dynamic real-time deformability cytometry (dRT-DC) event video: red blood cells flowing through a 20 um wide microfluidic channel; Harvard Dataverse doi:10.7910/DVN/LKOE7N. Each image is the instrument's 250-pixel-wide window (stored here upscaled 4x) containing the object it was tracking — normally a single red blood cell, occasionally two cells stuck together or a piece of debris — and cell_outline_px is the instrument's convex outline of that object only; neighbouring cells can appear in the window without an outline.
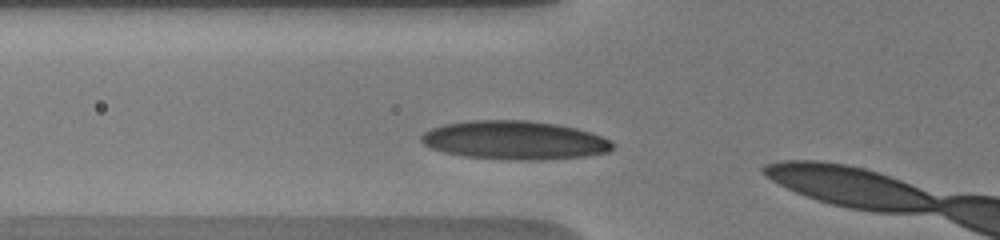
{"species": "human", "species_latin": "Homo sapiens", "temperature_condition": "warm", "stored_images_in_passage": 3, "camera_frame_rate_fps": 3000, "um_per_image_px": 0.085, "donor": {"sex": "male"}, "frame": {"image": 1, "passage_image": 2, "time_ms": 0.333, "image_size_px": [1000, 240], "cell_outline_px": [[616, 144], [608, 152], [588, 156], [544, 160], [512, 160], [464, 156], [444, 152], [428, 148], [420, 140], [420, 136], [424, 132], [432, 128], [444, 124], [472, 120], [528, 120], [556, 124], [576, 128], [612, 140]], "centroid_in_image_um": [43.74, 11.92], "position_along_channel_um": 82.1, "area_um2": 43.35}}